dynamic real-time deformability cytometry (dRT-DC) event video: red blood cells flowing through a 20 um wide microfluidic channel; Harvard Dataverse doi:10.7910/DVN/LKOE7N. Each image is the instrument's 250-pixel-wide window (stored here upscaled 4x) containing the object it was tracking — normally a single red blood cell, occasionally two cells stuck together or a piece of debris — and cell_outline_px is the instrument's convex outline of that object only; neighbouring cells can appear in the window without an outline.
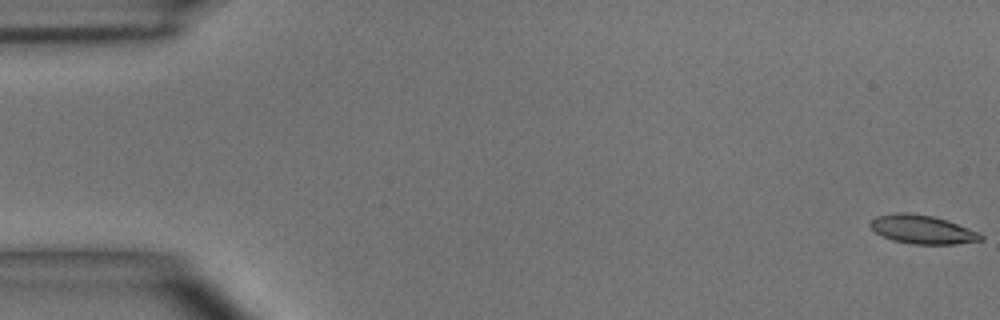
{"species": "common noctule bat (a hibernating species)", "species_latin": "Nyctalus noctula", "temperature_condition": "room temperature", "stored_images_in_passage": 50, "camera_frame_rate_fps": 3000, "um_per_image_px": 0.085, "animal": {"sex": "male", "body_mass_g": 15.6}, "frame": {"image": 1, "passage_image": 1, "time_ms": 0.0, "image_size_px": [1000, 320], "cell_outline_px": [[984, 240], [956, 244], [912, 244], [892, 240], [876, 232], [868, 224], [876, 216], [896, 212], [904, 212], [932, 216], [948, 220], [980, 232], [984, 236]], "centroid_in_image_um": [78.44, 19.5], "position_along_channel_um": 6.6, "area_um2": 18.55}}
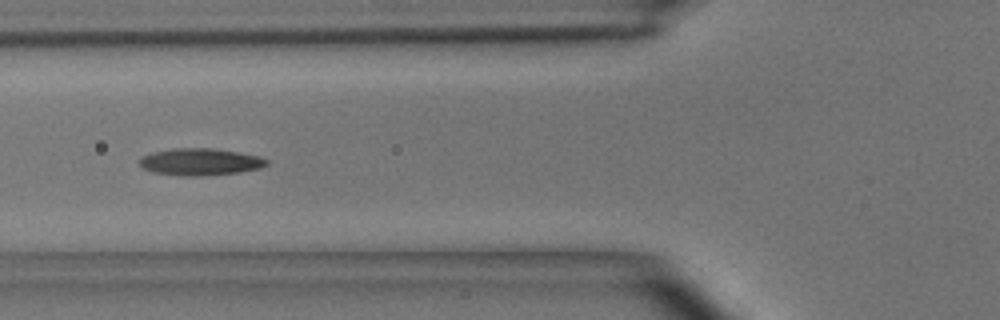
{"frame": {"image": 2, "passage_image": 19, "time_ms": 6.0, "image_size_px": [1000, 320], "cell_outline_px": [[268, 164], [260, 168], [240, 172], [200, 176], [184, 176], [152, 172], [140, 168], [140, 160], [144, 156], [152, 152], [172, 148], [212, 148], [260, 156], [268, 160]], "centroid_in_image_um": [17.0, 13.76], "position_along_channel_um": 108.8, "area_um2": 20.0}}
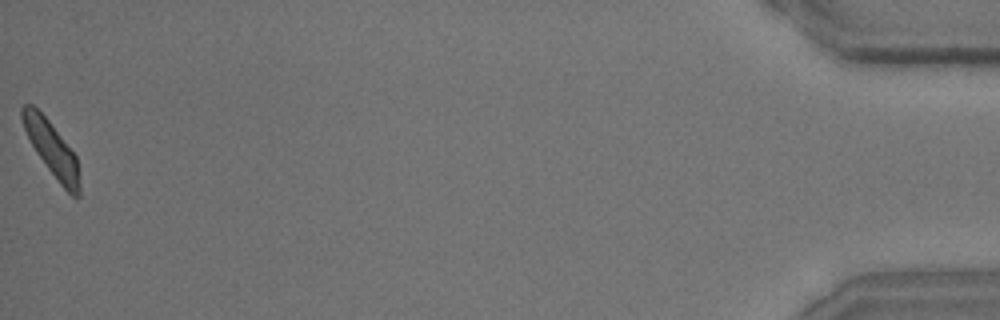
{"frame": {"image": 3, "passage_image": 50, "time_ms": 16.333, "image_size_px": [1000, 320], "cell_outline_px": [[80, 196], [76, 200], [60, 184], [36, 152], [24, 128], [20, 116], [20, 108], [24, 104], [32, 104], [48, 120], [76, 156], [80, 184]], "centroid_in_image_um": [4.4, 12.67], "position_along_channel_um": 430.8, "area_um2": 17.86}, "authors_computed_cell_mechanics": {"area_um2": 18.9873, "velocity_mm_per_s": 4.0424, "shape_relaxation_time_tau1_ms": 3.4076, "shape_relaxation_time_tau2_ms": 2.2486, "deformation_change_tau1": 0.1395, "deformation_change_tau2": 0.0967}}